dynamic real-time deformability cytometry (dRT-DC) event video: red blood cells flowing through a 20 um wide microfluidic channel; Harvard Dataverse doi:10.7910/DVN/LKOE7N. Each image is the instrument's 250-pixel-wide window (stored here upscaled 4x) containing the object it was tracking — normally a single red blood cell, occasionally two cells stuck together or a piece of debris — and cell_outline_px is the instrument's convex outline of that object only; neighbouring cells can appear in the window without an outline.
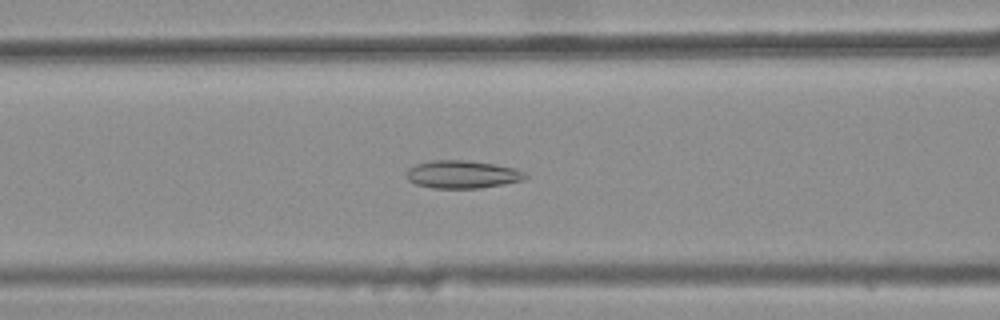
{"species": "common noctule bat (a hibernating species)", "species_latin": "Nyctalus noctula", "temperature_condition": "warm", "stored_images_in_passage": 41, "camera_frame_rate_fps": 3000, "um_per_image_px": 0.085, "animal": {"sex": "female", "body_mass_g": 25.1}, "frame": {"image": 1, "passage_image": 18, "time_ms": 5.667, "image_size_px": [1000, 320], "cell_outline_px": [[528, 176], [524, 180], [504, 184], [480, 188], [432, 188], [416, 184], [408, 180], [404, 176], [408, 168], [416, 164], [432, 160], [468, 160], [496, 164], [516, 168], [524, 172]], "centroid_in_image_um": [39.29, 14.82], "position_along_channel_um": 127.3, "area_um2": 19.54}}
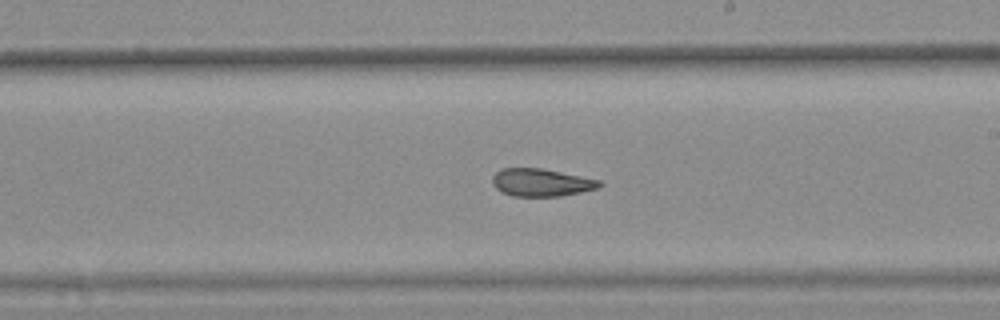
{"frame": {"image": 2, "passage_image": 27, "time_ms": 8.667, "image_size_px": [1000, 320], "cell_outline_px": [[604, 184], [600, 188], [560, 196], [512, 196], [500, 192], [492, 184], [492, 176], [500, 168], [544, 168], [600, 180]], "centroid_in_image_um": [46.0, 15.51], "position_along_channel_um": 243.0, "area_um2": 17.51}}
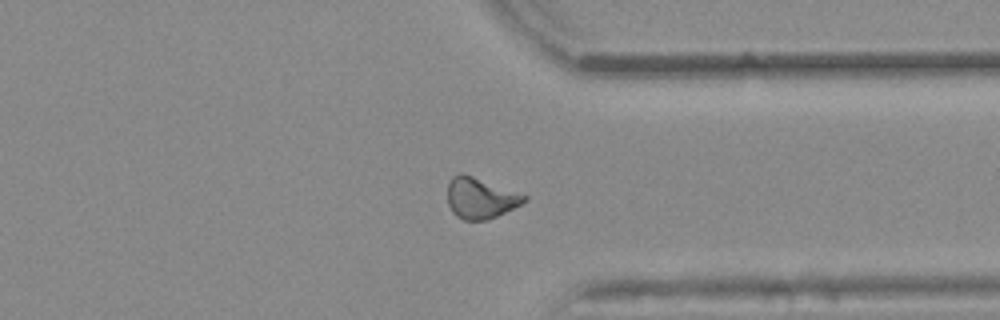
{"frame": {"image": 3, "passage_image": 37, "time_ms": 12.0, "image_size_px": [1000, 320], "cell_outline_px": [[528, 200], [496, 216], [484, 220], [464, 220], [456, 216], [452, 212], [448, 204], [448, 180], [452, 176], [460, 172], [464, 172], [528, 196]], "centroid_in_image_um": [40.79, 16.8], "position_along_channel_um": 370.6, "area_um2": 18.32}, "authors_computed_cell_mechanics": {"area_um2": 18.496, "velocity_mm_per_s": 3.8677, "shape_relaxation_time_tau1_ms": null, "shape_relaxation_time_tau2_ms": 2.2251, "deformation_change_tau1": null, "deformation_change_tau2": 0.0975}}